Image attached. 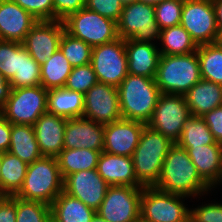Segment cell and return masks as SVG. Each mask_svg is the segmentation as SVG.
<instances>
[{
    "label": "cell",
    "mask_w": 222,
    "mask_h": 222,
    "mask_svg": "<svg viewBox=\"0 0 222 222\" xmlns=\"http://www.w3.org/2000/svg\"><path fill=\"white\" fill-rule=\"evenodd\" d=\"M64 30L61 20L37 21L26 34L22 44L30 56L42 65L59 49Z\"/></svg>",
    "instance_id": "15"
},
{
    "label": "cell",
    "mask_w": 222,
    "mask_h": 222,
    "mask_svg": "<svg viewBox=\"0 0 222 222\" xmlns=\"http://www.w3.org/2000/svg\"><path fill=\"white\" fill-rule=\"evenodd\" d=\"M28 164L9 152L1 153L0 191L15 196L21 189Z\"/></svg>",
    "instance_id": "28"
},
{
    "label": "cell",
    "mask_w": 222,
    "mask_h": 222,
    "mask_svg": "<svg viewBox=\"0 0 222 222\" xmlns=\"http://www.w3.org/2000/svg\"><path fill=\"white\" fill-rule=\"evenodd\" d=\"M23 67V44L16 41L0 40V72L11 80Z\"/></svg>",
    "instance_id": "34"
},
{
    "label": "cell",
    "mask_w": 222,
    "mask_h": 222,
    "mask_svg": "<svg viewBox=\"0 0 222 222\" xmlns=\"http://www.w3.org/2000/svg\"><path fill=\"white\" fill-rule=\"evenodd\" d=\"M154 187L187 197L201 196L212 189L198 174L187 150L177 143L169 149Z\"/></svg>",
    "instance_id": "1"
},
{
    "label": "cell",
    "mask_w": 222,
    "mask_h": 222,
    "mask_svg": "<svg viewBox=\"0 0 222 222\" xmlns=\"http://www.w3.org/2000/svg\"><path fill=\"white\" fill-rule=\"evenodd\" d=\"M184 0H165L155 6V19L160 29L180 25Z\"/></svg>",
    "instance_id": "38"
},
{
    "label": "cell",
    "mask_w": 222,
    "mask_h": 222,
    "mask_svg": "<svg viewBox=\"0 0 222 222\" xmlns=\"http://www.w3.org/2000/svg\"><path fill=\"white\" fill-rule=\"evenodd\" d=\"M54 20L63 21L71 13L85 7V0H53Z\"/></svg>",
    "instance_id": "43"
},
{
    "label": "cell",
    "mask_w": 222,
    "mask_h": 222,
    "mask_svg": "<svg viewBox=\"0 0 222 222\" xmlns=\"http://www.w3.org/2000/svg\"><path fill=\"white\" fill-rule=\"evenodd\" d=\"M97 171L109 186H143L134 173L132 157L102 151L98 158Z\"/></svg>",
    "instance_id": "21"
},
{
    "label": "cell",
    "mask_w": 222,
    "mask_h": 222,
    "mask_svg": "<svg viewBox=\"0 0 222 222\" xmlns=\"http://www.w3.org/2000/svg\"><path fill=\"white\" fill-rule=\"evenodd\" d=\"M90 64L98 82L118 87L128 75L125 39L92 47Z\"/></svg>",
    "instance_id": "11"
},
{
    "label": "cell",
    "mask_w": 222,
    "mask_h": 222,
    "mask_svg": "<svg viewBox=\"0 0 222 222\" xmlns=\"http://www.w3.org/2000/svg\"><path fill=\"white\" fill-rule=\"evenodd\" d=\"M190 116L184 95L161 93L152 118L146 125L176 143Z\"/></svg>",
    "instance_id": "12"
},
{
    "label": "cell",
    "mask_w": 222,
    "mask_h": 222,
    "mask_svg": "<svg viewBox=\"0 0 222 222\" xmlns=\"http://www.w3.org/2000/svg\"><path fill=\"white\" fill-rule=\"evenodd\" d=\"M145 123L121 118L104 125L103 151L113 155L132 157Z\"/></svg>",
    "instance_id": "17"
},
{
    "label": "cell",
    "mask_w": 222,
    "mask_h": 222,
    "mask_svg": "<svg viewBox=\"0 0 222 222\" xmlns=\"http://www.w3.org/2000/svg\"><path fill=\"white\" fill-rule=\"evenodd\" d=\"M102 151L86 148L63 149L56 157L63 180L81 170L97 169L98 158Z\"/></svg>",
    "instance_id": "29"
},
{
    "label": "cell",
    "mask_w": 222,
    "mask_h": 222,
    "mask_svg": "<svg viewBox=\"0 0 222 222\" xmlns=\"http://www.w3.org/2000/svg\"><path fill=\"white\" fill-rule=\"evenodd\" d=\"M185 197L145 186L140 198V218L148 222H187L190 210L181 201Z\"/></svg>",
    "instance_id": "8"
},
{
    "label": "cell",
    "mask_w": 222,
    "mask_h": 222,
    "mask_svg": "<svg viewBox=\"0 0 222 222\" xmlns=\"http://www.w3.org/2000/svg\"><path fill=\"white\" fill-rule=\"evenodd\" d=\"M8 152L27 164L33 163L42 157L33 126L12 124Z\"/></svg>",
    "instance_id": "27"
},
{
    "label": "cell",
    "mask_w": 222,
    "mask_h": 222,
    "mask_svg": "<svg viewBox=\"0 0 222 222\" xmlns=\"http://www.w3.org/2000/svg\"><path fill=\"white\" fill-rule=\"evenodd\" d=\"M195 165L200 177L210 186L218 182L222 171V145H203L200 147H183Z\"/></svg>",
    "instance_id": "23"
},
{
    "label": "cell",
    "mask_w": 222,
    "mask_h": 222,
    "mask_svg": "<svg viewBox=\"0 0 222 222\" xmlns=\"http://www.w3.org/2000/svg\"><path fill=\"white\" fill-rule=\"evenodd\" d=\"M155 43L125 39L128 73L155 79L160 58Z\"/></svg>",
    "instance_id": "22"
},
{
    "label": "cell",
    "mask_w": 222,
    "mask_h": 222,
    "mask_svg": "<svg viewBox=\"0 0 222 222\" xmlns=\"http://www.w3.org/2000/svg\"><path fill=\"white\" fill-rule=\"evenodd\" d=\"M220 182H222V171H221L220 178H219L218 182H217L215 185H217V184L220 183Z\"/></svg>",
    "instance_id": "54"
},
{
    "label": "cell",
    "mask_w": 222,
    "mask_h": 222,
    "mask_svg": "<svg viewBox=\"0 0 222 222\" xmlns=\"http://www.w3.org/2000/svg\"><path fill=\"white\" fill-rule=\"evenodd\" d=\"M12 88L41 85V65H39L23 46V67L10 80Z\"/></svg>",
    "instance_id": "37"
},
{
    "label": "cell",
    "mask_w": 222,
    "mask_h": 222,
    "mask_svg": "<svg viewBox=\"0 0 222 222\" xmlns=\"http://www.w3.org/2000/svg\"><path fill=\"white\" fill-rule=\"evenodd\" d=\"M37 21L12 0H0V40L22 43Z\"/></svg>",
    "instance_id": "20"
},
{
    "label": "cell",
    "mask_w": 222,
    "mask_h": 222,
    "mask_svg": "<svg viewBox=\"0 0 222 222\" xmlns=\"http://www.w3.org/2000/svg\"><path fill=\"white\" fill-rule=\"evenodd\" d=\"M83 118L108 124L122 118L117 87L97 82L84 94Z\"/></svg>",
    "instance_id": "14"
},
{
    "label": "cell",
    "mask_w": 222,
    "mask_h": 222,
    "mask_svg": "<svg viewBox=\"0 0 222 222\" xmlns=\"http://www.w3.org/2000/svg\"><path fill=\"white\" fill-rule=\"evenodd\" d=\"M123 4H125V3H129V2H131V1H134V0H120Z\"/></svg>",
    "instance_id": "52"
},
{
    "label": "cell",
    "mask_w": 222,
    "mask_h": 222,
    "mask_svg": "<svg viewBox=\"0 0 222 222\" xmlns=\"http://www.w3.org/2000/svg\"><path fill=\"white\" fill-rule=\"evenodd\" d=\"M192 116L202 117L222 106V85L201 79L184 94Z\"/></svg>",
    "instance_id": "24"
},
{
    "label": "cell",
    "mask_w": 222,
    "mask_h": 222,
    "mask_svg": "<svg viewBox=\"0 0 222 222\" xmlns=\"http://www.w3.org/2000/svg\"><path fill=\"white\" fill-rule=\"evenodd\" d=\"M135 1L142 2V3L152 5L155 7L157 4H159L160 2H163L165 0H135Z\"/></svg>",
    "instance_id": "49"
},
{
    "label": "cell",
    "mask_w": 222,
    "mask_h": 222,
    "mask_svg": "<svg viewBox=\"0 0 222 222\" xmlns=\"http://www.w3.org/2000/svg\"><path fill=\"white\" fill-rule=\"evenodd\" d=\"M67 119L53 113H43L33 125L42 156L57 157L64 149V132Z\"/></svg>",
    "instance_id": "19"
},
{
    "label": "cell",
    "mask_w": 222,
    "mask_h": 222,
    "mask_svg": "<svg viewBox=\"0 0 222 222\" xmlns=\"http://www.w3.org/2000/svg\"><path fill=\"white\" fill-rule=\"evenodd\" d=\"M38 21L54 20L53 0H12Z\"/></svg>",
    "instance_id": "40"
},
{
    "label": "cell",
    "mask_w": 222,
    "mask_h": 222,
    "mask_svg": "<svg viewBox=\"0 0 222 222\" xmlns=\"http://www.w3.org/2000/svg\"><path fill=\"white\" fill-rule=\"evenodd\" d=\"M0 222H16L14 196H7L0 204Z\"/></svg>",
    "instance_id": "45"
},
{
    "label": "cell",
    "mask_w": 222,
    "mask_h": 222,
    "mask_svg": "<svg viewBox=\"0 0 222 222\" xmlns=\"http://www.w3.org/2000/svg\"><path fill=\"white\" fill-rule=\"evenodd\" d=\"M197 52L180 55H160L156 85L160 93L184 95L201 80Z\"/></svg>",
    "instance_id": "5"
},
{
    "label": "cell",
    "mask_w": 222,
    "mask_h": 222,
    "mask_svg": "<svg viewBox=\"0 0 222 222\" xmlns=\"http://www.w3.org/2000/svg\"><path fill=\"white\" fill-rule=\"evenodd\" d=\"M123 3L120 0H85V7L101 16L118 22L121 17Z\"/></svg>",
    "instance_id": "41"
},
{
    "label": "cell",
    "mask_w": 222,
    "mask_h": 222,
    "mask_svg": "<svg viewBox=\"0 0 222 222\" xmlns=\"http://www.w3.org/2000/svg\"><path fill=\"white\" fill-rule=\"evenodd\" d=\"M63 191V178L57 158L42 156L28 164L23 185L16 197L51 205Z\"/></svg>",
    "instance_id": "4"
},
{
    "label": "cell",
    "mask_w": 222,
    "mask_h": 222,
    "mask_svg": "<svg viewBox=\"0 0 222 222\" xmlns=\"http://www.w3.org/2000/svg\"><path fill=\"white\" fill-rule=\"evenodd\" d=\"M59 49L73 68L91 63L92 47L65 30L62 34Z\"/></svg>",
    "instance_id": "35"
},
{
    "label": "cell",
    "mask_w": 222,
    "mask_h": 222,
    "mask_svg": "<svg viewBox=\"0 0 222 222\" xmlns=\"http://www.w3.org/2000/svg\"><path fill=\"white\" fill-rule=\"evenodd\" d=\"M192 222H222V204L209 203L190 210Z\"/></svg>",
    "instance_id": "42"
},
{
    "label": "cell",
    "mask_w": 222,
    "mask_h": 222,
    "mask_svg": "<svg viewBox=\"0 0 222 222\" xmlns=\"http://www.w3.org/2000/svg\"><path fill=\"white\" fill-rule=\"evenodd\" d=\"M144 186H109L96 211L108 222H137Z\"/></svg>",
    "instance_id": "13"
},
{
    "label": "cell",
    "mask_w": 222,
    "mask_h": 222,
    "mask_svg": "<svg viewBox=\"0 0 222 222\" xmlns=\"http://www.w3.org/2000/svg\"><path fill=\"white\" fill-rule=\"evenodd\" d=\"M91 222H108L104 218H102L97 212L95 215L92 217Z\"/></svg>",
    "instance_id": "50"
},
{
    "label": "cell",
    "mask_w": 222,
    "mask_h": 222,
    "mask_svg": "<svg viewBox=\"0 0 222 222\" xmlns=\"http://www.w3.org/2000/svg\"><path fill=\"white\" fill-rule=\"evenodd\" d=\"M12 92V86L0 72V108L6 103Z\"/></svg>",
    "instance_id": "47"
},
{
    "label": "cell",
    "mask_w": 222,
    "mask_h": 222,
    "mask_svg": "<svg viewBox=\"0 0 222 222\" xmlns=\"http://www.w3.org/2000/svg\"><path fill=\"white\" fill-rule=\"evenodd\" d=\"M72 65L60 49L41 65V85L49 90L64 87Z\"/></svg>",
    "instance_id": "30"
},
{
    "label": "cell",
    "mask_w": 222,
    "mask_h": 222,
    "mask_svg": "<svg viewBox=\"0 0 222 222\" xmlns=\"http://www.w3.org/2000/svg\"><path fill=\"white\" fill-rule=\"evenodd\" d=\"M137 222H148V221H145V220L139 218V220Z\"/></svg>",
    "instance_id": "55"
},
{
    "label": "cell",
    "mask_w": 222,
    "mask_h": 222,
    "mask_svg": "<svg viewBox=\"0 0 222 222\" xmlns=\"http://www.w3.org/2000/svg\"><path fill=\"white\" fill-rule=\"evenodd\" d=\"M117 33L119 38L138 42L160 40L161 29L155 19V7L135 0L125 3L117 22Z\"/></svg>",
    "instance_id": "9"
},
{
    "label": "cell",
    "mask_w": 222,
    "mask_h": 222,
    "mask_svg": "<svg viewBox=\"0 0 222 222\" xmlns=\"http://www.w3.org/2000/svg\"><path fill=\"white\" fill-rule=\"evenodd\" d=\"M173 144L160 132L145 125L132 155L134 173L144 187L158 182L163 162Z\"/></svg>",
    "instance_id": "3"
},
{
    "label": "cell",
    "mask_w": 222,
    "mask_h": 222,
    "mask_svg": "<svg viewBox=\"0 0 222 222\" xmlns=\"http://www.w3.org/2000/svg\"><path fill=\"white\" fill-rule=\"evenodd\" d=\"M48 90L42 85L12 88L0 114L11 124L33 126L36 120L47 112Z\"/></svg>",
    "instance_id": "7"
},
{
    "label": "cell",
    "mask_w": 222,
    "mask_h": 222,
    "mask_svg": "<svg viewBox=\"0 0 222 222\" xmlns=\"http://www.w3.org/2000/svg\"><path fill=\"white\" fill-rule=\"evenodd\" d=\"M52 222H91L96 211L62 191L52 202Z\"/></svg>",
    "instance_id": "26"
},
{
    "label": "cell",
    "mask_w": 222,
    "mask_h": 222,
    "mask_svg": "<svg viewBox=\"0 0 222 222\" xmlns=\"http://www.w3.org/2000/svg\"><path fill=\"white\" fill-rule=\"evenodd\" d=\"M212 3L215 9L217 26L219 32L222 33V0H212Z\"/></svg>",
    "instance_id": "48"
},
{
    "label": "cell",
    "mask_w": 222,
    "mask_h": 222,
    "mask_svg": "<svg viewBox=\"0 0 222 222\" xmlns=\"http://www.w3.org/2000/svg\"><path fill=\"white\" fill-rule=\"evenodd\" d=\"M103 145L104 124L83 117L67 119L64 132V149L103 150Z\"/></svg>",
    "instance_id": "18"
},
{
    "label": "cell",
    "mask_w": 222,
    "mask_h": 222,
    "mask_svg": "<svg viewBox=\"0 0 222 222\" xmlns=\"http://www.w3.org/2000/svg\"><path fill=\"white\" fill-rule=\"evenodd\" d=\"M47 111L66 119L83 117L84 95L65 87L49 89Z\"/></svg>",
    "instance_id": "25"
},
{
    "label": "cell",
    "mask_w": 222,
    "mask_h": 222,
    "mask_svg": "<svg viewBox=\"0 0 222 222\" xmlns=\"http://www.w3.org/2000/svg\"><path fill=\"white\" fill-rule=\"evenodd\" d=\"M176 143L181 147H200L215 144L216 140L203 117L191 115L184 123L181 136Z\"/></svg>",
    "instance_id": "33"
},
{
    "label": "cell",
    "mask_w": 222,
    "mask_h": 222,
    "mask_svg": "<svg viewBox=\"0 0 222 222\" xmlns=\"http://www.w3.org/2000/svg\"><path fill=\"white\" fill-rule=\"evenodd\" d=\"M180 25L197 46L217 43L220 32L212 0H184Z\"/></svg>",
    "instance_id": "10"
},
{
    "label": "cell",
    "mask_w": 222,
    "mask_h": 222,
    "mask_svg": "<svg viewBox=\"0 0 222 222\" xmlns=\"http://www.w3.org/2000/svg\"><path fill=\"white\" fill-rule=\"evenodd\" d=\"M218 42L222 45V33H220V37H219Z\"/></svg>",
    "instance_id": "53"
},
{
    "label": "cell",
    "mask_w": 222,
    "mask_h": 222,
    "mask_svg": "<svg viewBox=\"0 0 222 222\" xmlns=\"http://www.w3.org/2000/svg\"><path fill=\"white\" fill-rule=\"evenodd\" d=\"M6 197L7 195L0 191V204Z\"/></svg>",
    "instance_id": "51"
},
{
    "label": "cell",
    "mask_w": 222,
    "mask_h": 222,
    "mask_svg": "<svg viewBox=\"0 0 222 222\" xmlns=\"http://www.w3.org/2000/svg\"><path fill=\"white\" fill-rule=\"evenodd\" d=\"M117 91L122 118L147 124L161 94L155 79L128 73Z\"/></svg>",
    "instance_id": "2"
},
{
    "label": "cell",
    "mask_w": 222,
    "mask_h": 222,
    "mask_svg": "<svg viewBox=\"0 0 222 222\" xmlns=\"http://www.w3.org/2000/svg\"><path fill=\"white\" fill-rule=\"evenodd\" d=\"M97 82L98 80L92 65L85 64L72 68L64 87L84 95Z\"/></svg>",
    "instance_id": "39"
},
{
    "label": "cell",
    "mask_w": 222,
    "mask_h": 222,
    "mask_svg": "<svg viewBox=\"0 0 222 222\" xmlns=\"http://www.w3.org/2000/svg\"><path fill=\"white\" fill-rule=\"evenodd\" d=\"M63 24L67 33L91 47L110 43L119 38L117 22L86 7L68 15Z\"/></svg>",
    "instance_id": "6"
},
{
    "label": "cell",
    "mask_w": 222,
    "mask_h": 222,
    "mask_svg": "<svg viewBox=\"0 0 222 222\" xmlns=\"http://www.w3.org/2000/svg\"><path fill=\"white\" fill-rule=\"evenodd\" d=\"M16 222H52L50 205L40 201H26L14 196Z\"/></svg>",
    "instance_id": "36"
},
{
    "label": "cell",
    "mask_w": 222,
    "mask_h": 222,
    "mask_svg": "<svg viewBox=\"0 0 222 222\" xmlns=\"http://www.w3.org/2000/svg\"><path fill=\"white\" fill-rule=\"evenodd\" d=\"M216 142L222 145V106L202 116Z\"/></svg>",
    "instance_id": "44"
},
{
    "label": "cell",
    "mask_w": 222,
    "mask_h": 222,
    "mask_svg": "<svg viewBox=\"0 0 222 222\" xmlns=\"http://www.w3.org/2000/svg\"><path fill=\"white\" fill-rule=\"evenodd\" d=\"M201 78L222 85V45L217 43L197 47Z\"/></svg>",
    "instance_id": "31"
},
{
    "label": "cell",
    "mask_w": 222,
    "mask_h": 222,
    "mask_svg": "<svg viewBox=\"0 0 222 222\" xmlns=\"http://www.w3.org/2000/svg\"><path fill=\"white\" fill-rule=\"evenodd\" d=\"M108 187L97 169L81 170L68 175L63 180L65 193L81 200L95 211L100 208Z\"/></svg>",
    "instance_id": "16"
},
{
    "label": "cell",
    "mask_w": 222,
    "mask_h": 222,
    "mask_svg": "<svg viewBox=\"0 0 222 222\" xmlns=\"http://www.w3.org/2000/svg\"><path fill=\"white\" fill-rule=\"evenodd\" d=\"M160 41L163 46L159 51L163 55L190 54L198 47L182 25L162 29Z\"/></svg>",
    "instance_id": "32"
},
{
    "label": "cell",
    "mask_w": 222,
    "mask_h": 222,
    "mask_svg": "<svg viewBox=\"0 0 222 222\" xmlns=\"http://www.w3.org/2000/svg\"><path fill=\"white\" fill-rule=\"evenodd\" d=\"M12 124L0 114V153L8 152Z\"/></svg>",
    "instance_id": "46"
}]
</instances>
